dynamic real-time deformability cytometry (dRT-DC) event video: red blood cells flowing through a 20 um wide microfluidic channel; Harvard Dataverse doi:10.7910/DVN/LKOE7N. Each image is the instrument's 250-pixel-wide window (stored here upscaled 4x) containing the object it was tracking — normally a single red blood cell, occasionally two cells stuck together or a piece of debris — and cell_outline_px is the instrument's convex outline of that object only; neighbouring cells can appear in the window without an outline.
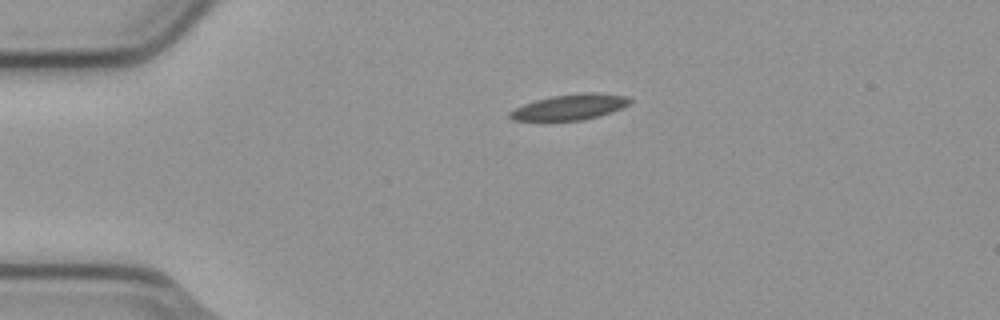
{"species": "common noctule bat (a hibernating species)", "species_latin": "Nyctalus noctula", "temperature_condition": "cold", "stored_images_in_passage": 5, "camera_frame_rate_fps": 3000, "um_per_image_px": 0.085, "animal": {"sex": "male", "body_mass_g": 23.1, "forearm_length_mm": 52.7}, "frame": {"image": 1, "passage_image": 5, "time_ms": 1.333, "image_size_px": [1000, 320], "cell_outline_px": [[632, 100], [628, 104], [620, 108], [596, 116], [580, 120], [512, 120], [508, 116], [508, 112], [524, 104], [536, 100], [552, 96], [580, 92], [592, 92], [628, 96]], "centroid_in_image_um": [48.41, 9.08], "position_along_channel_um": 36.6, "area_um2": 17.57}}